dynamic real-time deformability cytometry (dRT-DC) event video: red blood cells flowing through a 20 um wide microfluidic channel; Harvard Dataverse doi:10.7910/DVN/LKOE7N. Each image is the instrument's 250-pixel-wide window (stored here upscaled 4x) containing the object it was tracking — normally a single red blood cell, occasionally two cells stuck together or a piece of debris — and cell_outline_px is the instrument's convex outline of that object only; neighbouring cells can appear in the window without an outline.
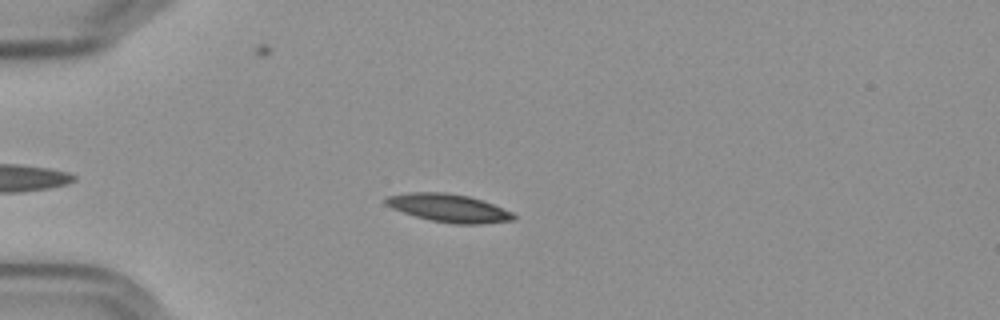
{"species": "Egyptian fruit bat (a non-hibernating species)", "species_latin": "Rousettus aegyptiacus", "temperature_condition": "cold", "stored_images_in_passage": 51, "camera_frame_rate_fps": 3000, "um_per_image_px": 0.085, "frame": {"image": 1, "passage_image": 10, "time_ms": 3.0, "image_size_px": [1000, 320], "cell_outline_px": [[516, 220], [480, 224], [456, 224], [432, 220], [416, 216], [392, 208], [384, 204], [384, 200], [388, 196], [408, 192], [444, 192], [468, 196], [484, 200], [512, 212], [516, 216]], "centroid_in_image_um": [38.17, 17.67], "position_along_channel_um": 46.8, "area_um2": 20.87}}
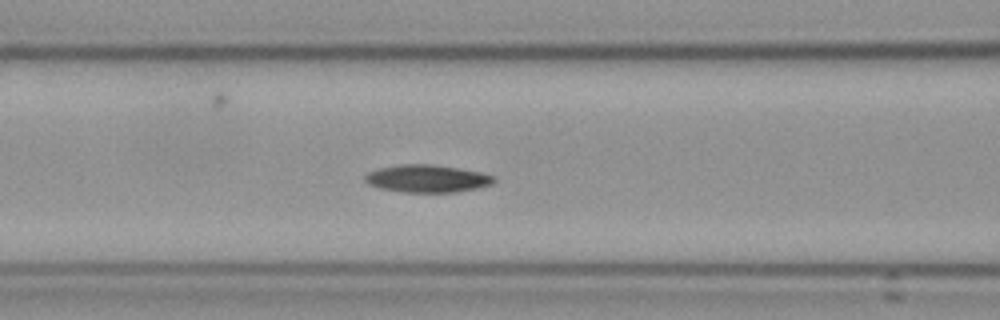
{"frame": {"image": 2, "passage_image": 19, "time_ms": 6.0, "image_size_px": [1000, 320], "cell_outline_px": [[496, 180], [492, 184], [476, 188], [456, 192], [404, 192], [380, 188], [368, 184], [364, 180], [364, 176], [368, 172], [380, 168], [400, 164], [432, 164], [480, 172], [492, 176]], "centroid_in_image_um": [36.27, 15.18], "position_along_channel_um": 130.3, "area_um2": 20.52}}
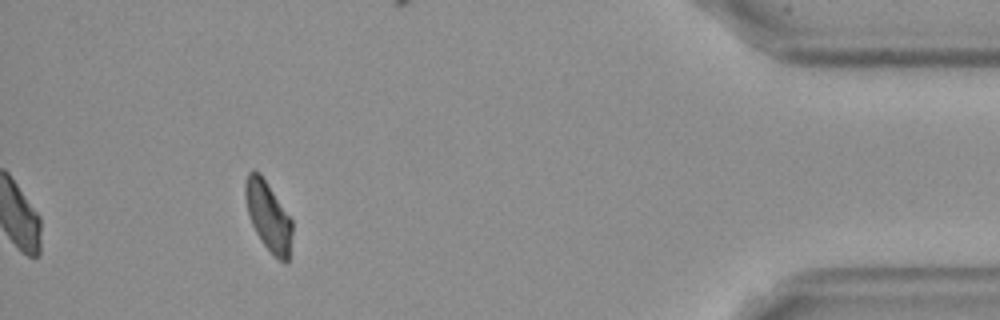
{"frame": {"image": 3, "passage_image": 47, "time_ms": 15.333, "image_size_px": [1000, 320], "cell_outline_px": [[292, 232], [288, 260], [284, 264], [264, 244], [256, 232], [248, 216], [244, 196], [244, 184], [248, 172], [252, 168], [260, 172], [292, 220]], "centroid_in_image_um": [22.77, 18.31], "position_along_channel_um": 412.4, "area_um2": 18.84}, "authors_computed_cell_mechanics": {"area_um2": 20.1722, "velocity_mm_per_s": 3.5763, "shape_relaxation_time_tau1_ms": null, "shape_relaxation_time_tau2_ms": 3.6216, "deformation_change_tau1": null, "deformation_change_tau2": 0.0919}}